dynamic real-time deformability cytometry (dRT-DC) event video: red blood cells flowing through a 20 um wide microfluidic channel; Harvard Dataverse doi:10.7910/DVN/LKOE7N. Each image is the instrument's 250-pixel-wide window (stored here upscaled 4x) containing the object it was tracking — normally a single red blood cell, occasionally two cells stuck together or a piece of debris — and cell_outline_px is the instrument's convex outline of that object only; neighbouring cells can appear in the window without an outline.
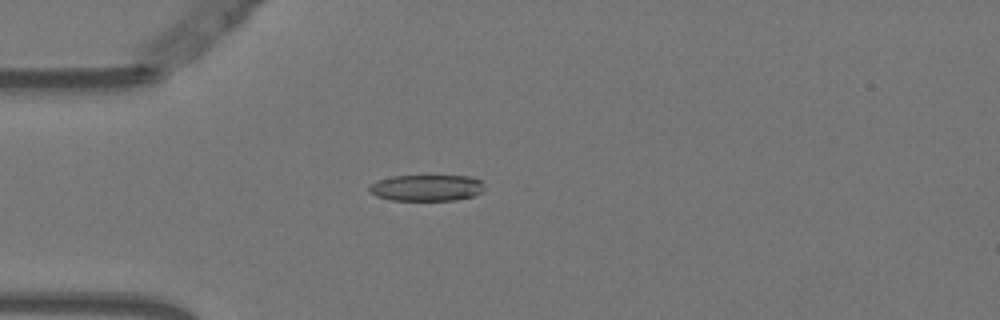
{"species": "Egyptian fruit bat (a non-hibernating species)", "species_latin": "Rousettus aegyptiacus", "temperature_condition": "warm", "stored_images_in_passage": 18, "camera_frame_rate_fps": 3000, "um_per_image_px": 0.085, "animal": {"sex": "female"}, "frame": {"image": 1, "passage_image": 15, "time_ms": 4.667, "image_size_px": [1000, 320], "cell_outline_px": [[484, 188], [480, 192], [472, 196], [456, 200], [392, 200], [376, 196], [368, 192], [368, 188], [376, 180], [392, 176], [472, 176], [480, 180]], "centroid_in_image_um": [36.22, 15.96], "position_along_channel_um": 48.8, "area_um2": 17.63}}